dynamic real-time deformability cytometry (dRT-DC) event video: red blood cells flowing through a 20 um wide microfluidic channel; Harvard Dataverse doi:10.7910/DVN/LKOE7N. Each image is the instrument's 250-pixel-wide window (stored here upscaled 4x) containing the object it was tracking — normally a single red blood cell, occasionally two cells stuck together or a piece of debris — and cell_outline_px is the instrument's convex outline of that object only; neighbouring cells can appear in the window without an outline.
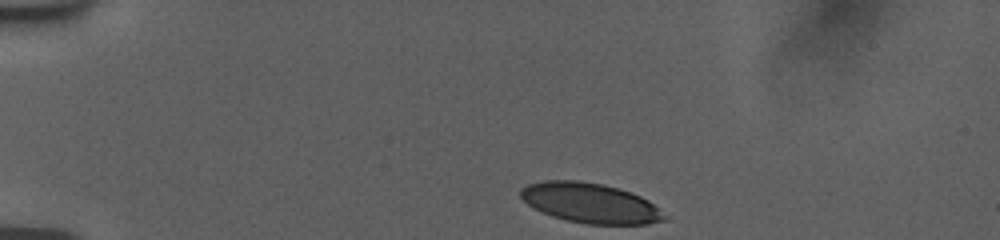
{"species": "human", "species_latin": "Homo sapiens", "temperature_condition": "room temperature", "stored_images_in_passage": 18, "camera_frame_rate_fps": 3000, "um_per_image_px": 0.085, "donor": {"sex": "female"}, "frame": {"image": 1, "passage_image": 1, "time_ms": 0.0, "image_size_px": [1000, 240], "cell_outline_px": [[668, 220], [648, 224], [584, 224], [552, 216], [532, 208], [520, 196], [520, 188], [528, 184], [544, 180], [576, 180], [604, 184], [640, 196], [648, 200], [668, 216]], "centroid_in_image_um": [50.17, 17.26], "position_along_channel_um": 34.8, "area_um2": 33.52}}
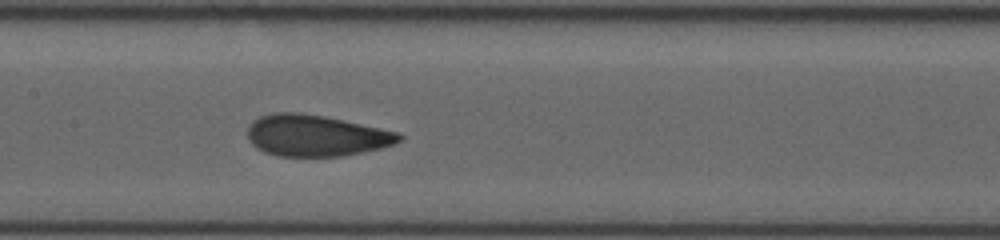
{"frame": {"image": 2, "passage_image": 11, "time_ms": 5.667, "image_size_px": [1000, 240], "cell_outline_px": [[404, 136], [400, 140], [392, 144], [380, 148], [364, 152], [344, 156], [280, 156], [264, 152], [256, 148], [248, 140], [248, 124], [252, 120], [260, 116], [276, 112], [300, 112], [324, 116], [400, 132]], "centroid_in_image_um": [26.83, 11.52], "position_along_channel_um": 180.6, "area_um2": 36.7}}
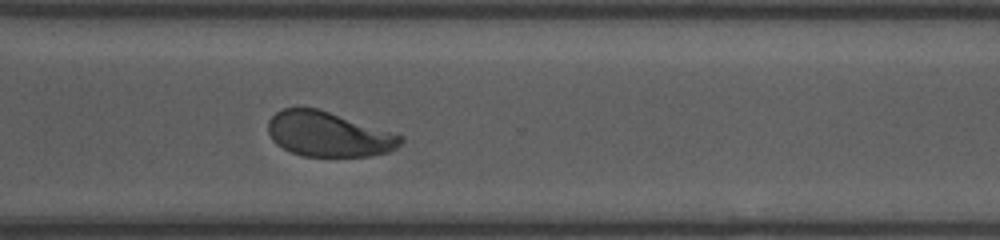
{"frame": {"image": 3, "passage_image": 18, "time_ms": 10.0, "image_size_px": [1000, 240], "cell_outline_px": [[404, 140], [396, 148], [388, 152], [368, 156], [304, 156], [292, 152], [276, 144], [272, 140], [268, 132], [268, 120], [276, 112], [284, 108], [316, 108], [404, 136]], "centroid_in_image_um": [27.9, 11.42], "position_along_channel_um": 342.7, "area_um2": 34.28}}